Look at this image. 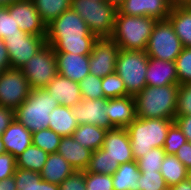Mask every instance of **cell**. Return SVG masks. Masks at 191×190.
<instances>
[{
  "mask_svg": "<svg viewBox=\"0 0 191 190\" xmlns=\"http://www.w3.org/2000/svg\"><path fill=\"white\" fill-rule=\"evenodd\" d=\"M4 43L11 68L21 69L33 55L46 45V36H36L24 32L8 36Z\"/></svg>",
  "mask_w": 191,
  "mask_h": 190,
  "instance_id": "8fae6325",
  "label": "cell"
},
{
  "mask_svg": "<svg viewBox=\"0 0 191 190\" xmlns=\"http://www.w3.org/2000/svg\"><path fill=\"white\" fill-rule=\"evenodd\" d=\"M178 90L179 84L146 86L133 96L137 117L175 119Z\"/></svg>",
  "mask_w": 191,
  "mask_h": 190,
  "instance_id": "7a4b0ae2",
  "label": "cell"
},
{
  "mask_svg": "<svg viewBox=\"0 0 191 190\" xmlns=\"http://www.w3.org/2000/svg\"><path fill=\"white\" fill-rule=\"evenodd\" d=\"M32 2L47 26L64 11L71 9L72 0H32Z\"/></svg>",
  "mask_w": 191,
  "mask_h": 190,
  "instance_id": "4dcf8cb0",
  "label": "cell"
},
{
  "mask_svg": "<svg viewBox=\"0 0 191 190\" xmlns=\"http://www.w3.org/2000/svg\"><path fill=\"white\" fill-rule=\"evenodd\" d=\"M101 84L105 98L126 96L125 84L116 72L103 77Z\"/></svg>",
  "mask_w": 191,
  "mask_h": 190,
  "instance_id": "d590c367",
  "label": "cell"
},
{
  "mask_svg": "<svg viewBox=\"0 0 191 190\" xmlns=\"http://www.w3.org/2000/svg\"><path fill=\"white\" fill-rule=\"evenodd\" d=\"M19 29L28 34L46 36L47 26L39 16L32 0H20L7 6Z\"/></svg>",
  "mask_w": 191,
  "mask_h": 190,
  "instance_id": "5bb4252c",
  "label": "cell"
},
{
  "mask_svg": "<svg viewBox=\"0 0 191 190\" xmlns=\"http://www.w3.org/2000/svg\"><path fill=\"white\" fill-rule=\"evenodd\" d=\"M30 92V84L20 69L0 72V106L16 110Z\"/></svg>",
  "mask_w": 191,
  "mask_h": 190,
  "instance_id": "30bf717a",
  "label": "cell"
},
{
  "mask_svg": "<svg viewBox=\"0 0 191 190\" xmlns=\"http://www.w3.org/2000/svg\"><path fill=\"white\" fill-rule=\"evenodd\" d=\"M188 142V139L174 122L167 133L163 149L166 154L175 155L177 150Z\"/></svg>",
  "mask_w": 191,
  "mask_h": 190,
  "instance_id": "f35d334b",
  "label": "cell"
},
{
  "mask_svg": "<svg viewBox=\"0 0 191 190\" xmlns=\"http://www.w3.org/2000/svg\"><path fill=\"white\" fill-rule=\"evenodd\" d=\"M10 68V60L5 43L2 39H0V72Z\"/></svg>",
  "mask_w": 191,
  "mask_h": 190,
  "instance_id": "c3c4849f",
  "label": "cell"
},
{
  "mask_svg": "<svg viewBox=\"0 0 191 190\" xmlns=\"http://www.w3.org/2000/svg\"><path fill=\"white\" fill-rule=\"evenodd\" d=\"M160 173L169 188L188 178V169L175 155L170 154L165 155Z\"/></svg>",
  "mask_w": 191,
  "mask_h": 190,
  "instance_id": "f1b7e54d",
  "label": "cell"
},
{
  "mask_svg": "<svg viewBox=\"0 0 191 190\" xmlns=\"http://www.w3.org/2000/svg\"><path fill=\"white\" fill-rule=\"evenodd\" d=\"M119 51L120 47L111 37L98 38L89 55L90 73L101 78L114 73Z\"/></svg>",
  "mask_w": 191,
  "mask_h": 190,
  "instance_id": "7c38bea8",
  "label": "cell"
},
{
  "mask_svg": "<svg viewBox=\"0 0 191 190\" xmlns=\"http://www.w3.org/2000/svg\"><path fill=\"white\" fill-rule=\"evenodd\" d=\"M168 190H191V182L188 178L170 187Z\"/></svg>",
  "mask_w": 191,
  "mask_h": 190,
  "instance_id": "f907efd6",
  "label": "cell"
},
{
  "mask_svg": "<svg viewBox=\"0 0 191 190\" xmlns=\"http://www.w3.org/2000/svg\"><path fill=\"white\" fill-rule=\"evenodd\" d=\"M15 119V110L0 106V136Z\"/></svg>",
  "mask_w": 191,
  "mask_h": 190,
  "instance_id": "f6af8a7d",
  "label": "cell"
},
{
  "mask_svg": "<svg viewBox=\"0 0 191 190\" xmlns=\"http://www.w3.org/2000/svg\"><path fill=\"white\" fill-rule=\"evenodd\" d=\"M61 136L52 129L45 128L32 133V144L47 153H56L61 141Z\"/></svg>",
  "mask_w": 191,
  "mask_h": 190,
  "instance_id": "d6a6232c",
  "label": "cell"
},
{
  "mask_svg": "<svg viewBox=\"0 0 191 190\" xmlns=\"http://www.w3.org/2000/svg\"><path fill=\"white\" fill-rule=\"evenodd\" d=\"M59 190H86L84 171H74L59 184Z\"/></svg>",
  "mask_w": 191,
  "mask_h": 190,
  "instance_id": "7bdbcfd3",
  "label": "cell"
},
{
  "mask_svg": "<svg viewBox=\"0 0 191 190\" xmlns=\"http://www.w3.org/2000/svg\"><path fill=\"white\" fill-rule=\"evenodd\" d=\"M16 190H59L58 184L44 181L39 172L16 168Z\"/></svg>",
  "mask_w": 191,
  "mask_h": 190,
  "instance_id": "83f0119b",
  "label": "cell"
},
{
  "mask_svg": "<svg viewBox=\"0 0 191 190\" xmlns=\"http://www.w3.org/2000/svg\"><path fill=\"white\" fill-rule=\"evenodd\" d=\"M90 149L83 147L72 136L62 137L57 149L59 153L76 171H85L91 159Z\"/></svg>",
  "mask_w": 191,
  "mask_h": 190,
  "instance_id": "44dd1931",
  "label": "cell"
},
{
  "mask_svg": "<svg viewBox=\"0 0 191 190\" xmlns=\"http://www.w3.org/2000/svg\"><path fill=\"white\" fill-rule=\"evenodd\" d=\"M107 99L82 98L81 102L75 104L71 110L78 124H92L106 130H113L115 127L110 123L106 114Z\"/></svg>",
  "mask_w": 191,
  "mask_h": 190,
  "instance_id": "4fadbf2b",
  "label": "cell"
},
{
  "mask_svg": "<svg viewBox=\"0 0 191 190\" xmlns=\"http://www.w3.org/2000/svg\"><path fill=\"white\" fill-rule=\"evenodd\" d=\"M45 88L59 105L72 108L82 100L78 83L59 74Z\"/></svg>",
  "mask_w": 191,
  "mask_h": 190,
  "instance_id": "d6986e66",
  "label": "cell"
},
{
  "mask_svg": "<svg viewBox=\"0 0 191 190\" xmlns=\"http://www.w3.org/2000/svg\"><path fill=\"white\" fill-rule=\"evenodd\" d=\"M71 8L98 38L112 36L118 11L115 6L105 0H72Z\"/></svg>",
  "mask_w": 191,
  "mask_h": 190,
  "instance_id": "8992f818",
  "label": "cell"
},
{
  "mask_svg": "<svg viewBox=\"0 0 191 190\" xmlns=\"http://www.w3.org/2000/svg\"><path fill=\"white\" fill-rule=\"evenodd\" d=\"M174 122L186 136L188 141L191 140V115L175 116Z\"/></svg>",
  "mask_w": 191,
  "mask_h": 190,
  "instance_id": "7dc6e473",
  "label": "cell"
},
{
  "mask_svg": "<svg viewBox=\"0 0 191 190\" xmlns=\"http://www.w3.org/2000/svg\"><path fill=\"white\" fill-rule=\"evenodd\" d=\"M167 19L173 26L183 47L191 48V8L172 7Z\"/></svg>",
  "mask_w": 191,
  "mask_h": 190,
  "instance_id": "d4e9b609",
  "label": "cell"
},
{
  "mask_svg": "<svg viewBox=\"0 0 191 190\" xmlns=\"http://www.w3.org/2000/svg\"><path fill=\"white\" fill-rule=\"evenodd\" d=\"M119 166L120 164L108 156L104 149L99 148L92 152L91 159L85 172L112 175Z\"/></svg>",
  "mask_w": 191,
  "mask_h": 190,
  "instance_id": "1f68e13d",
  "label": "cell"
},
{
  "mask_svg": "<svg viewBox=\"0 0 191 190\" xmlns=\"http://www.w3.org/2000/svg\"><path fill=\"white\" fill-rule=\"evenodd\" d=\"M24 33L10 15L7 7H0V39L3 41L10 35Z\"/></svg>",
  "mask_w": 191,
  "mask_h": 190,
  "instance_id": "60d3db41",
  "label": "cell"
},
{
  "mask_svg": "<svg viewBox=\"0 0 191 190\" xmlns=\"http://www.w3.org/2000/svg\"><path fill=\"white\" fill-rule=\"evenodd\" d=\"M4 153H6V151H5V148H4L2 138L0 136V154H4Z\"/></svg>",
  "mask_w": 191,
  "mask_h": 190,
  "instance_id": "11a10c76",
  "label": "cell"
},
{
  "mask_svg": "<svg viewBox=\"0 0 191 190\" xmlns=\"http://www.w3.org/2000/svg\"><path fill=\"white\" fill-rule=\"evenodd\" d=\"M179 85L191 83V48L183 47L175 60Z\"/></svg>",
  "mask_w": 191,
  "mask_h": 190,
  "instance_id": "8d00e7d4",
  "label": "cell"
},
{
  "mask_svg": "<svg viewBox=\"0 0 191 190\" xmlns=\"http://www.w3.org/2000/svg\"><path fill=\"white\" fill-rule=\"evenodd\" d=\"M49 116L50 120L48 128L52 129L61 137L72 136L79 126L70 107L58 105L52 110Z\"/></svg>",
  "mask_w": 191,
  "mask_h": 190,
  "instance_id": "cb8c5ba5",
  "label": "cell"
},
{
  "mask_svg": "<svg viewBox=\"0 0 191 190\" xmlns=\"http://www.w3.org/2000/svg\"><path fill=\"white\" fill-rule=\"evenodd\" d=\"M137 184H138V190H168L169 189L160 171L140 172V176L137 181Z\"/></svg>",
  "mask_w": 191,
  "mask_h": 190,
  "instance_id": "74e56055",
  "label": "cell"
},
{
  "mask_svg": "<svg viewBox=\"0 0 191 190\" xmlns=\"http://www.w3.org/2000/svg\"><path fill=\"white\" fill-rule=\"evenodd\" d=\"M76 171L59 153H50L40 176L44 181L60 184Z\"/></svg>",
  "mask_w": 191,
  "mask_h": 190,
  "instance_id": "603a6c76",
  "label": "cell"
},
{
  "mask_svg": "<svg viewBox=\"0 0 191 190\" xmlns=\"http://www.w3.org/2000/svg\"><path fill=\"white\" fill-rule=\"evenodd\" d=\"M171 8L169 0H124L118 7L117 14L149 16L157 20H165Z\"/></svg>",
  "mask_w": 191,
  "mask_h": 190,
  "instance_id": "9a60e30c",
  "label": "cell"
},
{
  "mask_svg": "<svg viewBox=\"0 0 191 190\" xmlns=\"http://www.w3.org/2000/svg\"><path fill=\"white\" fill-rule=\"evenodd\" d=\"M86 190H114L112 175L85 172Z\"/></svg>",
  "mask_w": 191,
  "mask_h": 190,
  "instance_id": "ab89813d",
  "label": "cell"
},
{
  "mask_svg": "<svg viewBox=\"0 0 191 190\" xmlns=\"http://www.w3.org/2000/svg\"><path fill=\"white\" fill-rule=\"evenodd\" d=\"M6 153L15 158L32 144V133L14 119L1 135Z\"/></svg>",
  "mask_w": 191,
  "mask_h": 190,
  "instance_id": "7402d4cb",
  "label": "cell"
},
{
  "mask_svg": "<svg viewBox=\"0 0 191 190\" xmlns=\"http://www.w3.org/2000/svg\"><path fill=\"white\" fill-rule=\"evenodd\" d=\"M175 156L187 169L191 168V144L189 141L177 150Z\"/></svg>",
  "mask_w": 191,
  "mask_h": 190,
  "instance_id": "bcb514c9",
  "label": "cell"
},
{
  "mask_svg": "<svg viewBox=\"0 0 191 190\" xmlns=\"http://www.w3.org/2000/svg\"><path fill=\"white\" fill-rule=\"evenodd\" d=\"M107 130L97 125L80 124L72 137L83 147L96 151L102 148Z\"/></svg>",
  "mask_w": 191,
  "mask_h": 190,
  "instance_id": "484cf974",
  "label": "cell"
},
{
  "mask_svg": "<svg viewBox=\"0 0 191 190\" xmlns=\"http://www.w3.org/2000/svg\"><path fill=\"white\" fill-rule=\"evenodd\" d=\"M102 78L89 73L78 85L82 98L101 99L105 98L102 90Z\"/></svg>",
  "mask_w": 191,
  "mask_h": 190,
  "instance_id": "e575fe53",
  "label": "cell"
},
{
  "mask_svg": "<svg viewBox=\"0 0 191 190\" xmlns=\"http://www.w3.org/2000/svg\"><path fill=\"white\" fill-rule=\"evenodd\" d=\"M183 45L168 19L157 20L145 52L148 57L175 62L182 52Z\"/></svg>",
  "mask_w": 191,
  "mask_h": 190,
  "instance_id": "ba28073f",
  "label": "cell"
},
{
  "mask_svg": "<svg viewBox=\"0 0 191 190\" xmlns=\"http://www.w3.org/2000/svg\"><path fill=\"white\" fill-rule=\"evenodd\" d=\"M58 74L79 83L89 73V55L55 53Z\"/></svg>",
  "mask_w": 191,
  "mask_h": 190,
  "instance_id": "ac0fdd59",
  "label": "cell"
},
{
  "mask_svg": "<svg viewBox=\"0 0 191 190\" xmlns=\"http://www.w3.org/2000/svg\"><path fill=\"white\" fill-rule=\"evenodd\" d=\"M171 7H188L191 0H169Z\"/></svg>",
  "mask_w": 191,
  "mask_h": 190,
  "instance_id": "816d5d0a",
  "label": "cell"
},
{
  "mask_svg": "<svg viewBox=\"0 0 191 190\" xmlns=\"http://www.w3.org/2000/svg\"><path fill=\"white\" fill-rule=\"evenodd\" d=\"M188 179L190 180V182H191V168L190 169H188Z\"/></svg>",
  "mask_w": 191,
  "mask_h": 190,
  "instance_id": "9f6ffc18",
  "label": "cell"
},
{
  "mask_svg": "<svg viewBox=\"0 0 191 190\" xmlns=\"http://www.w3.org/2000/svg\"><path fill=\"white\" fill-rule=\"evenodd\" d=\"M102 149L120 165L134 161L130 138L125 128L107 130Z\"/></svg>",
  "mask_w": 191,
  "mask_h": 190,
  "instance_id": "2e32d148",
  "label": "cell"
},
{
  "mask_svg": "<svg viewBox=\"0 0 191 190\" xmlns=\"http://www.w3.org/2000/svg\"><path fill=\"white\" fill-rule=\"evenodd\" d=\"M16 158L10 153L0 154V181L15 174Z\"/></svg>",
  "mask_w": 191,
  "mask_h": 190,
  "instance_id": "ee69618b",
  "label": "cell"
},
{
  "mask_svg": "<svg viewBox=\"0 0 191 190\" xmlns=\"http://www.w3.org/2000/svg\"><path fill=\"white\" fill-rule=\"evenodd\" d=\"M0 190H16L14 175L0 181Z\"/></svg>",
  "mask_w": 191,
  "mask_h": 190,
  "instance_id": "681fc988",
  "label": "cell"
},
{
  "mask_svg": "<svg viewBox=\"0 0 191 190\" xmlns=\"http://www.w3.org/2000/svg\"><path fill=\"white\" fill-rule=\"evenodd\" d=\"M166 153L163 147L152 148L143 157L137 160L140 172H157L161 170V165Z\"/></svg>",
  "mask_w": 191,
  "mask_h": 190,
  "instance_id": "836d02e7",
  "label": "cell"
},
{
  "mask_svg": "<svg viewBox=\"0 0 191 190\" xmlns=\"http://www.w3.org/2000/svg\"><path fill=\"white\" fill-rule=\"evenodd\" d=\"M174 119L137 117L125 129L128 132L135 161L143 157L152 148L163 147Z\"/></svg>",
  "mask_w": 191,
  "mask_h": 190,
  "instance_id": "3957f363",
  "label": "cell"
},
{
  "mask_svg": "<svg viewBox=\"0 0 191 190\" xmlns=\"http://www.w3.org/2000/svg\"><path fill=\"white\" fill-rule=\"evenodd\" d=\"M98 37L72 8L47 25L46 44L55 53L90 55Z\"/></svg>",
  "mask_w": 191,
  "mask_h": 190,
  "instance_id": "6da1fadb",
  "label": "cell"
},
{
  "mask_svg": "<svg viewBox=\"0 0 191 190\" xmlns=\"http://www.w3.org/2000/svg\"><path fill=\"white\" fill-rule=\"evenodd\" d=\"M191 115V83L179 85L176 116Z\"/></svg>",
  "mask_w": 191,
  "mask_h": 190,
  "instance_id": "b9f144b4",
  "label": "cell"
},
{
  "mask_svg": "<svg viewBox=\"0 0 191 190\" xmlns=\"http://www.w3.org/2000/svg\"><path fill=\"white\" fill-rule=\"evenodd\" d=\"M31 89L45 88L58 74L55 52L46 44L20 69Z\"/></svg>",
  "mask_w": 191,
  "mask_h": 190,
  "instance_id": "9c48e42d",
  "label": "cell"
},
{
  "mask_svg": "<svg viewBox=\"0 0 191 190\" xmlns=\"http://www.w3.org/2000/svg\"><path fill=\"white\" fill-rule=\"evenodd\" d=\"M49 153L31 144L16 158V168L39 172L45 165Z\"/></svg>",
  "mask_w": 191,
  "mask_h": 190,
  "instance_id": "f546056e",
  "label": "cell"
},
{
  "mask_svg": "<svg viewBox=\"0 0 191 190\" xmlns=\"http://www.w3.org/2000/svg\"><path fill=\"white\" fill-rule=\"evenodd\" d=\"M149 57L145 51L120 49L115 72L120 76L126 87V95H136L146 86V72Z\"/></svg>",
  "mask_w": 191,
  "mask_h": 190,
  "instance_id": "52a82bcc",
  "label": "cell"
},
{
  "mask_svg": "<svg viewBox=\"0 0 191 190\" xmlns=\"http://www.w3.org/2000/svg\"><path fill=\"white\" fill-rule=\"evenodd\" d=\"M111 5L115 6L117 9L123 3L124 0H105Z\"/></svg>",
  "mask_w": 191,
  "mask_h": 190,
  "instance_id": "db71d44e",
  "label": "cell"
},
{
  "mask_svg": "<svg viewBox=\"0 0 191 190\" xmlns=\"http://www.w3.org/2000/svg\"><path fill=\"white\" fill-rule=\"evenodd\" d=\"M157 19L116 14L111 38L122 50L145 51Z\"/></svg>",
  "mask_w": 191,
  "mask_h": 190,
  "instance_id": "277c9868",
  "label": "cell"
},
{
  "mask_svg": "<svg viewBox=\"0 0 191 190\" xmlns=\"http://www.w3.org/2000/svg\"><path fill=\"white\" fill-rule=\"evenodd\" d=\"M146 76L147 86L162 87L179 84L175 62L149 57Z\"/></svg>",
  "mask_w": 191,
  "mask_h": 190,
  "instance_id": "ffe728a7",
  "label": "cell"
},
{
  "mask_svg": "<svg viewBox=\"0 0 191 190\" xmlns=\"http://www.w3.org/2000/svg\"><path fill=\"white\" fill-rule=\"evenodd\" d=\"M139 176L137 161L121 164L112 174L114 190H138Z\"/></svg>",
  "mask_w": 191,
  "mask_h": 190,
  "instance_id": "4316f807",
  "label": "cell"
},
{
  "mask_svg": "<svg viewBox=\"0 0 191 190\" xmlns=\"http://www.w3.org/2000/svg\"><path fill=\"white\" fill-rule=\"evenodd\" d=\"M106 114L115 128H126L137 118L134 97L126 95L107 99Z\"/></svg>",
  "mask_w": 191,
  "mask_h": 190,
  "instance_id": "e0dca14e",
  "label": "cell"
},
{
  "mask_svg": "<svg viewBox=\"0 0 191 190\" xmlns=\"http://www.w3.org/2000/svg\"><path fill=\"white\" fill-rule=\"evenodd\" d=\"M20 0H0V7H7L8 5Z\"/></svg>",
  "mask_w": 191,
  "mask_h": 190,
  "instance_id": "f5cc1de1",
  "label": "cell"
},
{
  "mask_svg": "<svg viewBox=\"0 0 191 190\" xmlns=\"http://www.w3.org/2000/svg\"><path fill=\"white\" fill-rule=\"evenodd\" d=\"M59 103L46 88L31 89L28 98L15 110V119L31 133L49 126V114Z\"/></svg>",
  "mask_w": 191,
  "mask_h": 190,
  "instance_id": "5b68a950",
  "label": "cell"
}]
</instances>
